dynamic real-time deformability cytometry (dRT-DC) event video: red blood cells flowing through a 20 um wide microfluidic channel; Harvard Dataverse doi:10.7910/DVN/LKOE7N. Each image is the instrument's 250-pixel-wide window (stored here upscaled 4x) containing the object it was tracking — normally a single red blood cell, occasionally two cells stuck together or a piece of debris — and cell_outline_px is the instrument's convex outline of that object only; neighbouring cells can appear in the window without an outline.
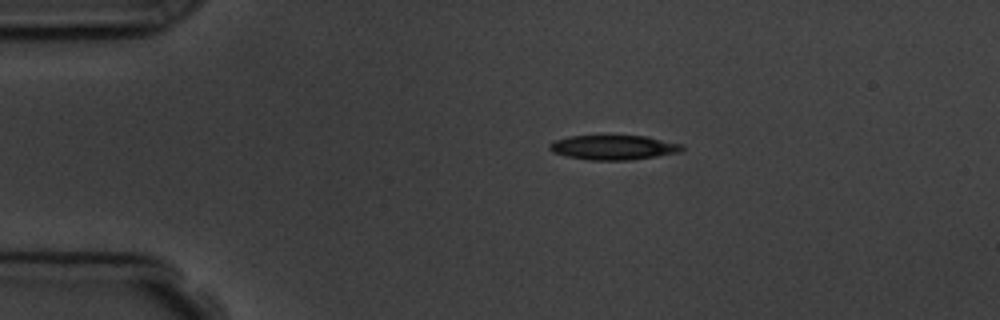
{"species": "common noctule bat (a hibernating species)", "species_latin": "Nyctalus noctula", "temperature_condition": "room temperature", "stored_images_in_passage": 2, "camera_frame_rate_fps": 3000, "um_per_image_px": 0.085, "animal": {"sex": "male", "body_mass_g": 19.5, "forearm_length_mm": 54.6}, "frame": {"image": 1, "passage_image": 1, "time_ms": 0.0, "image_size_px": [1000, 320], "cell_outline_px": [[684, 148], [680, 152], [656, 156], [628, 160], [592, 160], [564, 156], [552, 152], [548, 148], [548, 144], [552, 140], [568, 136], [644, 136], [684, 144]], "centroid_in_image_um": [52.1, 12.53], "position_along_channel_um": 32.9, "area_um2": 19.07}}